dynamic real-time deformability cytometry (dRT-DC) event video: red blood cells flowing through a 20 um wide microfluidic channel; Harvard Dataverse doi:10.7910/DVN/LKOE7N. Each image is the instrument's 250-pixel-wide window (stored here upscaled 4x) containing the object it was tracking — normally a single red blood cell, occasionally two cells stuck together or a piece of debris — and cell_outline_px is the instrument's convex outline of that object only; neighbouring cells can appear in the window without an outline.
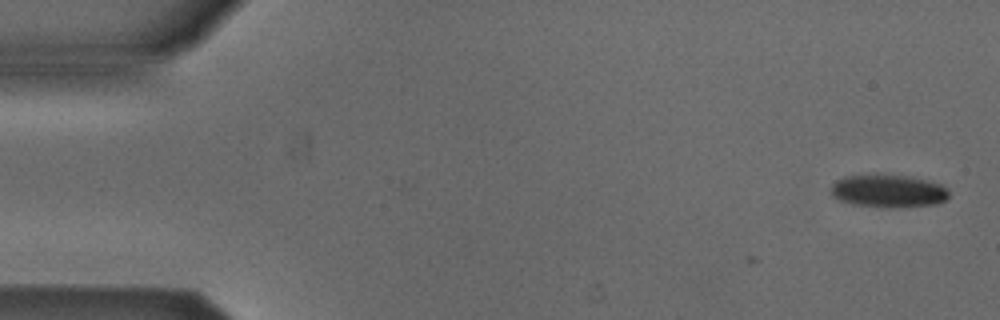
{"species": "Egyptian fruit bat (a non-hibernating species)", "species_latin": "Rousettus aegyptiacus", "temperature_condition": "cold", "stored_images_in_passage": 3, "camera_frame_rate_fps": 3000, "um_per_image_px": 0.085, "animal": {"sex": "male"}, "frame": {"image": 1, "passage_image": 3, "time_ms": 0.667, "image_size_px": [1000, 320], "cell_outline_px": [[948, 196], [944, 200], [936, 204], [892, 208], [852, 204], [840, 200], [832, 196], [832, 184], [836, 180], [844, 176], [876, 172], [908, 176], [940, 184], [948, 188]], "centroid_in_image_um": [75.47, 16.2], "position_along_channel_um": 9.5, "area_um2": 23.0}}